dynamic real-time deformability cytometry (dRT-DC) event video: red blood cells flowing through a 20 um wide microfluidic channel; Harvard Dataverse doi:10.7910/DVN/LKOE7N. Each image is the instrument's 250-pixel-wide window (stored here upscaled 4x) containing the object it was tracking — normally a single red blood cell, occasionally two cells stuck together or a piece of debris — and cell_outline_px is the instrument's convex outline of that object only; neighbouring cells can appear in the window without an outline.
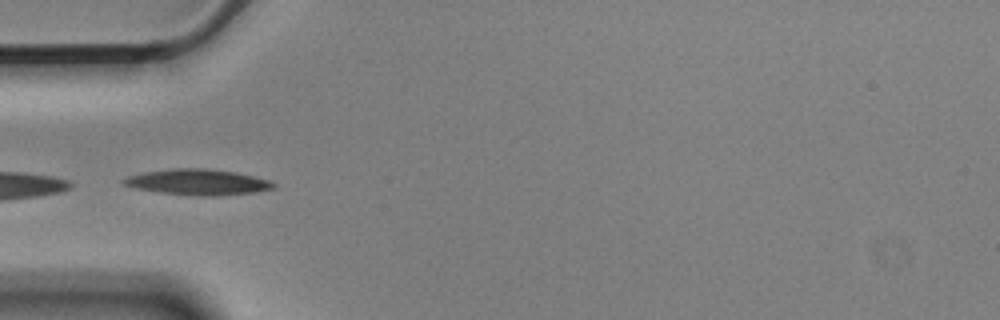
{"species": "Egyptian fruit bat (a non-hibernating species)", "species_latin": "Rousettus aegyptiacus", "temperature_condition": "cold", "stored_images_in_passage": 26, "camera_frame_rate_fps": 3000, "um_per_image_px": 0.085, "animal": {"sex": "male"}, "frame": {"image": 1, "passage_image": 8, "time_ms": 2.333, "image_size_px": [1000, 320], "cell_outline_px": [[276, 188], [256, 192], [216, 196], [200, 196], [160, 192], [132, 188], [124, 184], [120, 180], [128, 176], [144, 172], [172, 168], [204, 168], [236, 172], [272, 180], [276, 184]], "centroid_in_image_um": [16.84, 15.48], "position_along_channel_um": 68.2, "area_um2": 22.72}}